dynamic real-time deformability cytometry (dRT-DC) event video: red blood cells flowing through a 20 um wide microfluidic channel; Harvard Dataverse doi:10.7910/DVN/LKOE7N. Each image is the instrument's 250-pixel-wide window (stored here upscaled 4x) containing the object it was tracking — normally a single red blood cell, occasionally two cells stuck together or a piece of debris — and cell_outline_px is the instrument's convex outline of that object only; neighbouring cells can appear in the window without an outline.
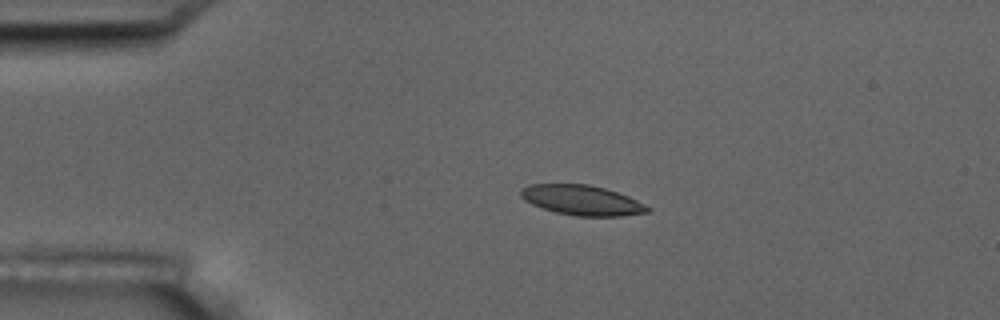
{"species": "common noctule bat (a hibernating species)", "species_latin": "Nyctalus noctula", "temperature_condition": "room temperature", "stored_images_in_passage": 4, "camera_frame_rate_fps": 3000, "um_per_image_px": 0.085, "animal": {"sex": "male", "body_mass_g": 17.5, "forearm_length_mm": 52.3}, "frame": {"image": 1, "passage_image": 3, "time_ms": 2.333, "image_size_px": [1000, 320], "cell_outline_px": [[652, 208], [648, 212], [620, 216], [576, 216], [556, 212], [532, 204], [524, 200], [520, 196], [520, 188], [532, 184], [588, 184], [604, 188], [628, 196]], "centroid_in_image_um": [49.45, 17.01], "position_along_channel_um": 35.6, "area_um2": 22.02}}